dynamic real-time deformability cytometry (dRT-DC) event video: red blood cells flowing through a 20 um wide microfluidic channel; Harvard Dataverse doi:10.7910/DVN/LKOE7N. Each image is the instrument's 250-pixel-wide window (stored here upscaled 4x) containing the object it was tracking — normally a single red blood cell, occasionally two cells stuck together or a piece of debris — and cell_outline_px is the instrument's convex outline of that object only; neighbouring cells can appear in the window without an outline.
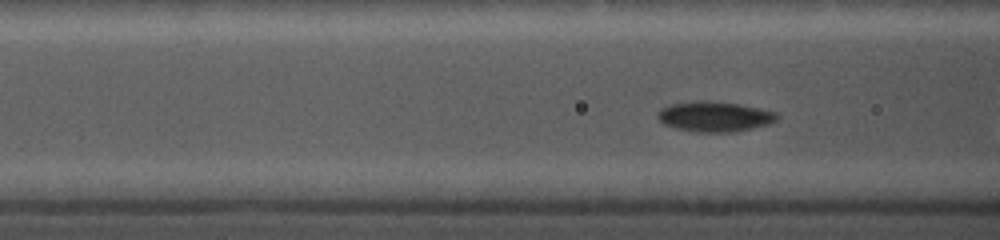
{"species": "common noctule bat (a hibernating species)", "species_latin": "Nyctalus noctula", "temperature_condition": "cold", "stored_images_in_passage": 41, "camera_frame_rate_fps": 5000, "um_per_image_px": 0.085, "animal": {"sex": "female", "body_mass_g": 19.0, "forearm_length_mm": 56.7}, "frame": {"image": 1, "passage_image": 7, "time_ms": 1.2, "image_size_px": [1000, 240], "cell_outline_px": [[780, 116], [776, 120], [768, 124], [752, 128], [732, 132], [696, 132], [676, 128], [664, 124], [656, 116], [656, 112], [660, 108], [672, 104], [696, 100], [704, 100], [740, 104], [760, 108], [776, 112]], "centroid_in_image_um": [60.72, 9.9], "position_along_channel_um": 105.9, "area_um2": 21.1}}
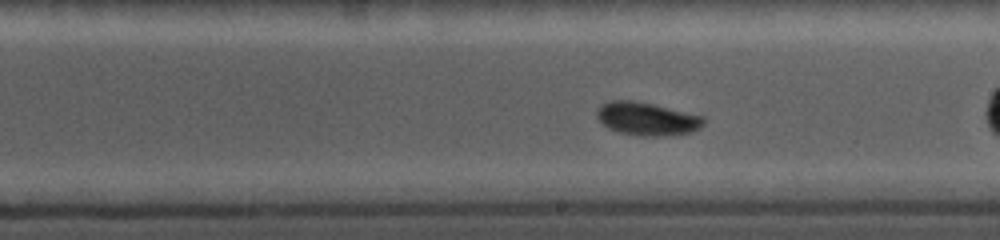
{"frame": {"image": 2, "passage_image": 23, "time_ms": 4.6, "image_size_px": [1000, 240], "cell_outline_px": [[704, 124], [700, 128], [688, 132], [660, 136], [640, 136], [620, 132], [608, 128], [596, 116], [596, 112], [600, 104], [612, 100], [632, 100], [652, 104], [704, 116]], "centroid_in_image_um": [54.97, 10.09], "position_along_channel_um": 234.0, "area_um2": 20.4}}
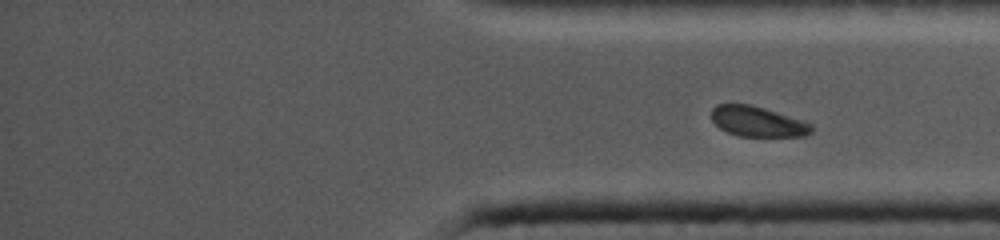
{"frame": {"image": 3, "passage_image": 41, "time_ms": 8.2, "image_size_px": [1000, 240], "cell_outline_px": [[812, 132], [804, 136], [740, 136], [728, 132], [720, 128], [712, 120], [712, 108], [716, 104], [752, 104], [804, 120], [812, 124]], "centroid_in_image_um": [64.41, 10.32], "position_along_channel_um": 370.8, "area_um2": 17.69}}